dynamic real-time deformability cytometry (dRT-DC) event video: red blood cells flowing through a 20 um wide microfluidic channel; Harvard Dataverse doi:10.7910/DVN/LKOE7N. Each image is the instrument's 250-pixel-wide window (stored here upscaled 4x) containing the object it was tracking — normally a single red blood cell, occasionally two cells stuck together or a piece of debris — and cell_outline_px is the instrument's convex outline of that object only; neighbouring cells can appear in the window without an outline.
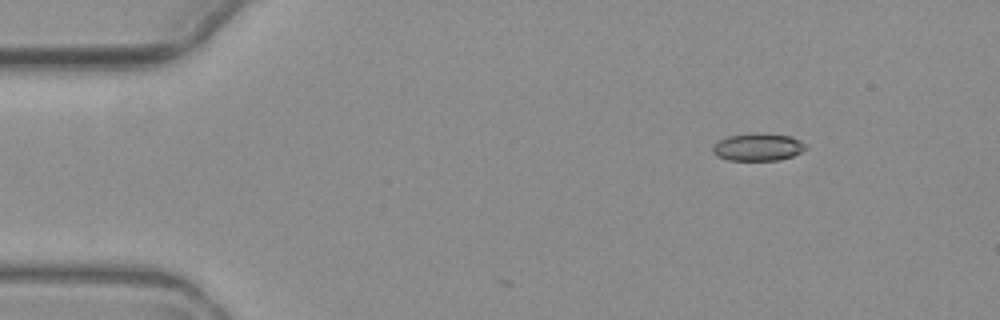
{"species": "common noctule bat (a hibernating species)", "species_latin": "Nyctalus noctula", "temperature_condition": "warm", "stored_images_in_passage": 4, "camera_frame_rate_fps": 3000, "um_per_image_px": 0.085, "animal": {"sex": "female", "body_mass_g": 19.3, "forearm_length_mm": 54.1}, "frame": {"image": 1, "passage_image": 2, "time_ms": 1.0, "image_size_px": [1000, 320], "cell_outline_px": [[808, 148], [792, 156], [780, 160], [728, 160], [716, 156], [712, 152], [712, 148], [720, 140], [728, 136], [752, 132], [756, 132], [788, 136], [800, 140]], "centroid_in_image_um": [64.41, 12.5], "position_along_channel_um": 20.6, "area_um2": 14.91}}